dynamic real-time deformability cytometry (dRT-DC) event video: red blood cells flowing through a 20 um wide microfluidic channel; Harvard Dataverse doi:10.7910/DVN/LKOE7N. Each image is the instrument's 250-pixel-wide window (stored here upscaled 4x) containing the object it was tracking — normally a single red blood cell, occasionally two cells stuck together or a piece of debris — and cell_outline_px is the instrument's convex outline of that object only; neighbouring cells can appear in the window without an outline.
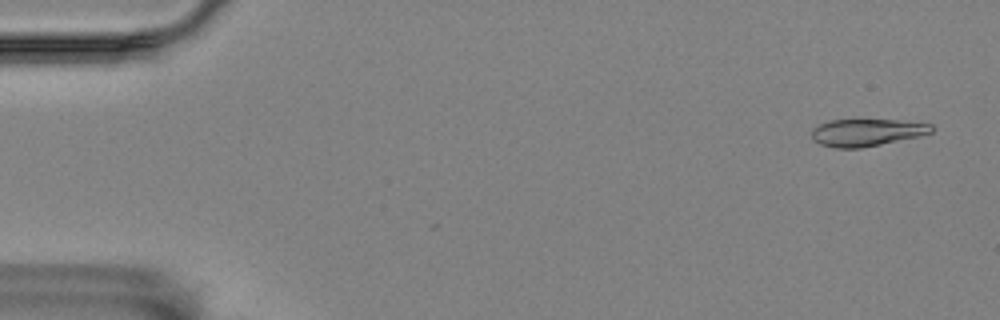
{"species": "Egyptian fruit bat (a non-hibernating species)", "species_latin": "Rousettus aegyptiacus", "temperature_condition": "room temperature", "stored_images_in_passage": 29, "camera_frame_rate_fps": 3000, "um_per_image_px": 0.085, "animal": {"sex": "female"}, "frame": {"image": 1, "passage_image": 3, "time_ms": 0.667, "image_size_px": [1000, 320], "cell_outline_px": [[932, 132], [920, 136], [860, 148], [832, 148], [820, 144], [812, 140], [812, 128], [828, 120], [896, 120], [932, 124]], "centroid_in_image_um": [73.62, 11.26], "position_along_channel_um": 11.4, "area_um2": 18.96}}
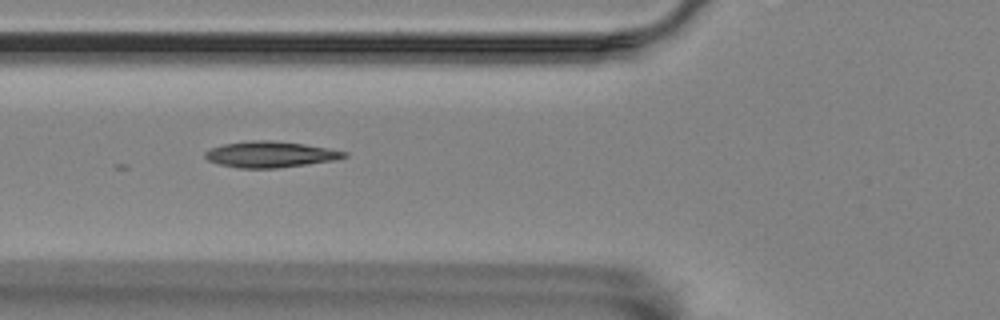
{"frame": {"image": 2, "passage_image": 21, "time_ms": 6.667, "image_size_px": [1000, 320], "cell_outline_px": [[348, 156], [336, 160], [308, 164], [276, 168], [236, 168], [220, 164], [208, 160], [204, 156], [204, 152], [212, 148], [224, 144], [252, 140], [272, 140], [304, 144], [328, 148], [348, 152]], "centroid_in_image_um": [23.0, 13.12], "position_along_channel_um": 102.8, "area_um2": 21.1}}
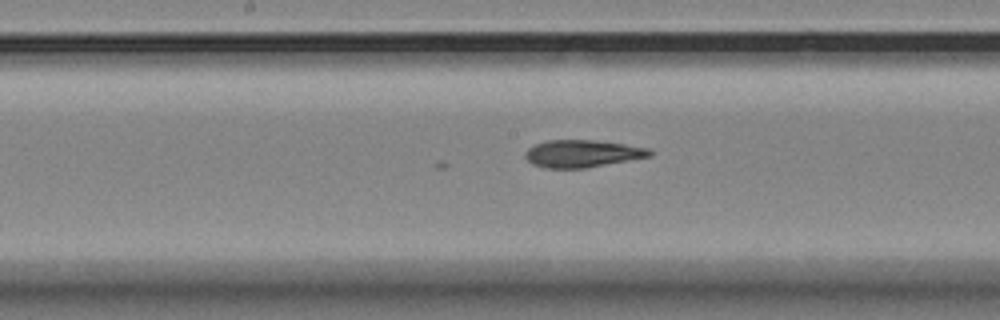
{"frame": {"image": 3, "passage_image": 29, "time_ms": 9.333, "image_size_px": [1000, 320], "cell_outline_px": [[652, 156], [584, 168], [544, 168], [532, 164], [524, 156], [524, 152], [528, 148], [536, 144], [548, 140], [592, 140], [624, 144], [648, 148], [652, 152]], "centroid_in_image_um": [49.46, 13.06], "position_along_channel_um": 198.7, "area_um2": 19.71}}